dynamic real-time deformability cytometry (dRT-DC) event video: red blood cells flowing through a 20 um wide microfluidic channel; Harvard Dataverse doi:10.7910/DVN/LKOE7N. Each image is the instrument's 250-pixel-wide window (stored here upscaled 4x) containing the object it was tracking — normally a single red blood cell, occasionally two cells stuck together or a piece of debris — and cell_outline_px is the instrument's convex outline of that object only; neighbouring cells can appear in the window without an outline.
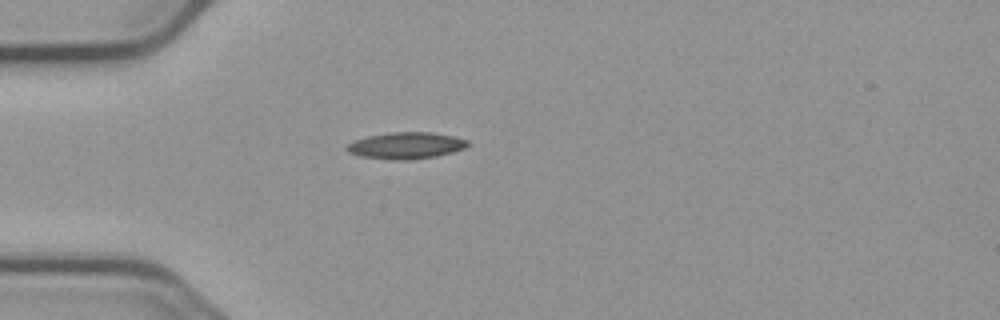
{"species": "common noctule bat (a hibernating species)", "species_latin": "Nyctalus noctula", "temperature_condition": "cold", "stored_images_in_passage": 2, "camera_frame_rate_fps": 3000, "um_per_image_px": 0.085, "animal": {"sex": "male", "body_mass_g": 23.1, "forearm_length_mm": 52.7}, "frame": {"image": 1, "passage_image": 1, "time_ms": 0.0, "image_size_px": [1000, 320], "cell_outline_px": [[468, 144], [464, 148], [452, 152], [436, 156], [408, 160], [404, 160], [360, 156], [348, 152], [344, 148], [348, 144], [356, 140], [368, 136], [392, 132], [428, 132], [452, 136], [468, 140]], "centroid_in_image_um": [34.5, 12.37], "position_along_channel_um": 50.5, "area_um2": 18.38}}